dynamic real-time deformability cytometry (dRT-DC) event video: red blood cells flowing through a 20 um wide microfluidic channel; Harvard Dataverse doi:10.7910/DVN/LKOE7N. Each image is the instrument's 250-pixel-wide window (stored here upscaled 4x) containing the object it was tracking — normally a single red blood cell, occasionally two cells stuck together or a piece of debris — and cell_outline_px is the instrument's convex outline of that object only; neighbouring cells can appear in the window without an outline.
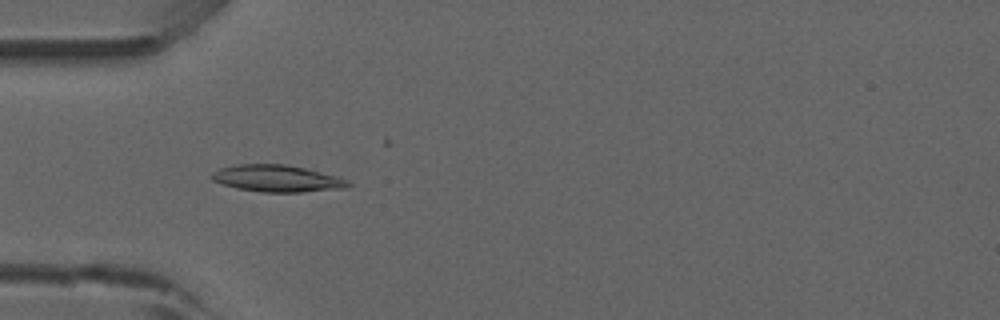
{"species": "common noctule bat (a hibernating species)", "species_latin": "Nyctalus noctula", "temperature_condition": "room temperature", "stored_images_in_passage": 8, "camera_frame_rate_fps": 3000, "um_per_image_px": 0.085, "animal": {"sex": "male", "forearm_length_mm": 52.5}, "frame": {"image": 1, "passage_image": 5, "time_ms": 1.333, "image_size_px": [1000, 320], "cell_outline_px": [[352, 184], [344, 188], [300, 192], [260, 192], [236, 188], [212, 180], [212, 172], [220, 168], [236, 164], [284, 164], [304, 168], [336, 176], [348, 180]], "centroid_in_image_um": [23.53, 15.17], "position_along_channel_um": 61.5, "area_um2": 21.15}}